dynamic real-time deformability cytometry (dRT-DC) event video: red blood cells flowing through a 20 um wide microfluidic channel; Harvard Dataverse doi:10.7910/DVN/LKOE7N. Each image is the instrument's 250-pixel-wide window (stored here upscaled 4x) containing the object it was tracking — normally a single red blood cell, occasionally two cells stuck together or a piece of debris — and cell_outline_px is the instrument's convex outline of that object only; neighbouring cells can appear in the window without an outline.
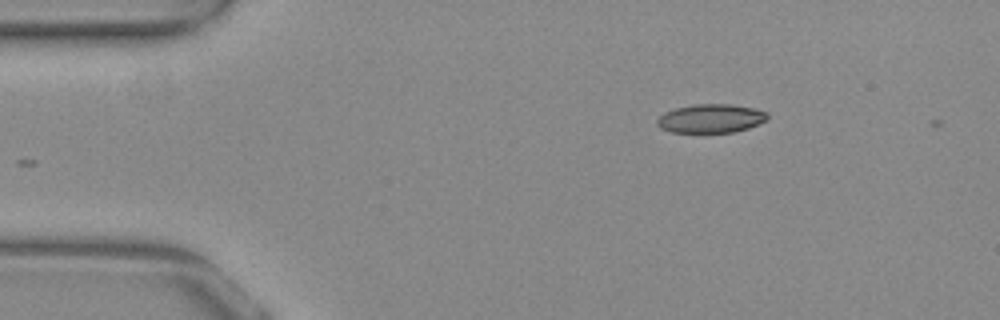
{"species": "common noctule bat (a hibernating species)", "species_latin": "Nyctalus noctula", "temperature_condition": "warm", "stored_images_in_passage": 2, "camera_frame_rate_fps": 3000, "um_per_image_px": 0.085, "animal": {"sex": "female", "body_mass_g": 29.2, "forearm_length_mm": 56.3}, "frame": {"image": 1, "passage_image": 1, "time_ms": 0.0, "image_size_px": [1000, 320], "cell_outline_px": [[768, 120], [760, 124], [748, 128], [732, 132], [672, 132], [660, 128], [656, 124], [656, 120], [664, 112], [676, 108], [696, 104], [732, 104], [752, 108], [768, 112]], "centroid_in_image_um": [60.44, 10.07], "position_along_channel_um": 24.6, "area_um2": 18.5}}